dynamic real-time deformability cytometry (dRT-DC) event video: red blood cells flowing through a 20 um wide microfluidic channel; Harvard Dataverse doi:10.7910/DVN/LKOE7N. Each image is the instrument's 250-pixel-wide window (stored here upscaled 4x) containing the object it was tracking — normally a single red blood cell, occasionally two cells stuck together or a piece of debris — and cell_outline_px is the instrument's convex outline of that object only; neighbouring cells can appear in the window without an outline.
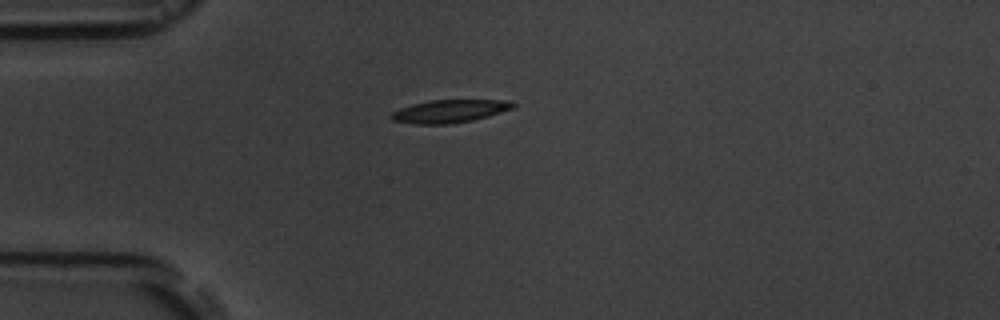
{"species": "common noctule bat (a hibernating species)", "species_latin": "Nyctalus noctula", "temperature_condition": "room temperature", "stored_images_in_passage": 13, "camera_frame_rate_fps": 3000, "um_per_image_px": 0.085, "animal": {"sex": "male", "body_mass_g": 19.5, "forearm_length_mm": 54.6}, "frame": {"image": 1, "passage_image": 1, "time_ms": 0.0, "image_size_px": [1000, 320], "cell_outline_px": [[516, 104], [512, 108], [488, 116], [472, 120], [448, 124], [412, 124], [392, 120], [388, 116], [392, 112], [400, 108], [412, 104], [432, 100], [504, 100]], "centroid_in_image_um": [38.15, 9.45], "position_along_channel_um": 46.9, "area_um2": 16.13}}
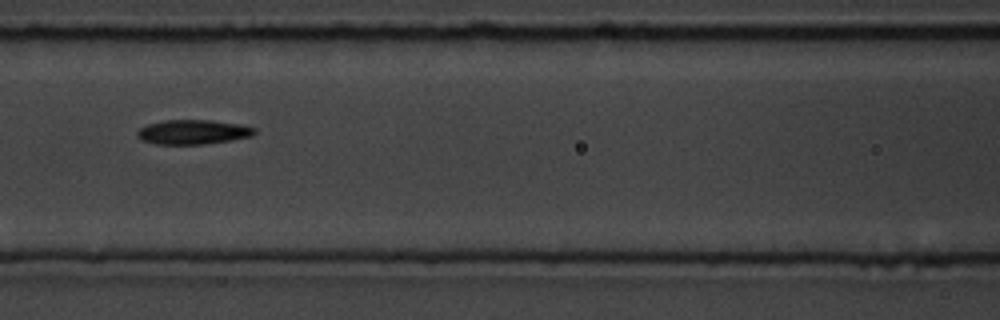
{"frame": {"image": 2, "passage_image": 4, "time_ms": 3.333, "image_size_px": [1000, 320], "cell_outline_px": [[256, 132], [252, 136], [232, 140], [204, 144], [156, 144], [140, 140], [136, 136], [136, 132], [140, 128], [148, 124], [164, 120], [212, 120], [240, 124], [256, 128]], "centroid_in_image_um": [16.4, 11.22], "position_along_channel_um": 150.2, "area_um2": 16.88}}
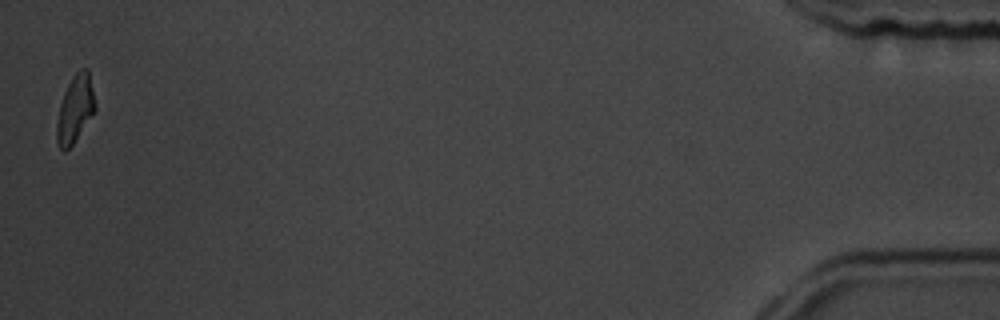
{"frame": {"image": 3, "passage_image": 13, "time_ms": 13.667, "image_size_px": [1000, 320], "cell_outline_px": [[96, 108], [72, 144], [64, 152], [56, 144], [56, 124], [60, 104], [64, 92], [72, 76], [80, 68], [88, 68], [96, 104]], "centroid_in_image_um": [6.37, 9.23], "position_along_channel_um": 428.8, "area_um2": 14.91}, "authors_computed_cell_mechanics": {"area_um2": 16.1262, "velocity_mm_per_s": 3.6107, "shape_relaxation_time_tau1_ms": null, "shape_relaxation_time_tau2_ms": 7.0468, "deformation_change_tau1": null, "deformation_change_tau2": 0.1114}}